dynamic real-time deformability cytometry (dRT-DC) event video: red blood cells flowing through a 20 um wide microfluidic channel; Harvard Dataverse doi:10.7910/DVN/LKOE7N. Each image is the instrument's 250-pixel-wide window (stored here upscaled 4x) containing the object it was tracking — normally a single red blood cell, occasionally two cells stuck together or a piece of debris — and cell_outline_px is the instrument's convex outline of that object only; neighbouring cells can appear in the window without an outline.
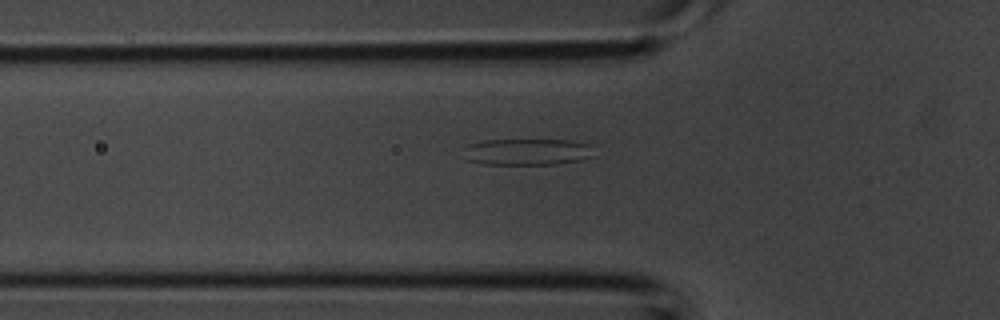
{"species": "common noctule bat (a hibernating species)", "species_latin": "Nyctalus noctula", "temperature_condition": "room temperature", "stored_images_in_passage": 6, "camera_frame_rate_fps": 3000, "um_per_image_px": 0.085, "animal": {"sex": "male", "body_mass_g": 20.1, "forearm_length_mm": 53.5}, "frame": {"image": 1, "passage_image": 6, "time_ms": 1.667, "image_size_px": [1000, 320], "cell_outline_px": [[592, 156], [580, 160], [556, 164], [484, 164], [468, 160], [464, 148], [464, 144], [480, 140], [568, 140], [588, 144]], "centroid_in_image_um": [44.73, 12.9], "position_along_channel_um": 81.1, "area_um2": 20.0}}